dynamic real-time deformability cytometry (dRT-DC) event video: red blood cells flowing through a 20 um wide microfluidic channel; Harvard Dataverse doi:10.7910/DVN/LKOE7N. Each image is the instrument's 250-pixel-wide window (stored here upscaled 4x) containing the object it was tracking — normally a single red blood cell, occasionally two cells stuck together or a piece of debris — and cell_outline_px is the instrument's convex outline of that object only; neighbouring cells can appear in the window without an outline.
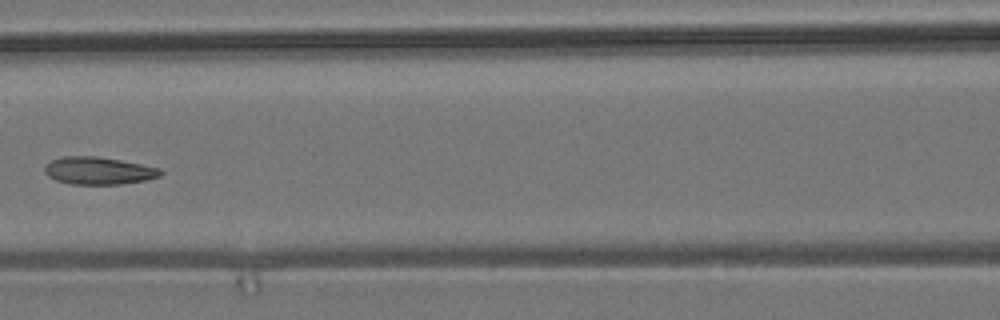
{"species": "common noctule bat (a hibernating species)", "species_latin": "Nyctalus noctula", "temperature_condition": "room temperature", "stored_images_in_passage": 6, "camera_frame_rate_fps": 3000, "um_per_image_px": 0.085, "animal": {"sex": "male", "body_mass_g": 19.2, "forearm_length_mm": 51.8}, "frame": {"image": 1, "passage_image": 6, "time_ms": 1.667, "image_size_px": [1000, 320], "cell_outline_px": [[164, 172], [160, 176], [144, 180], [120, 184], [68, 184], [56, 180], [48, 176], [44, 172], [44, 168], [52, 160], [64, 156], [96, 156], [120, 160], [160, 168]], "centroid_in_image_um": [8.37, 14.51], "position_along_channel_um": 158.2, "area_um2": 18.44}}